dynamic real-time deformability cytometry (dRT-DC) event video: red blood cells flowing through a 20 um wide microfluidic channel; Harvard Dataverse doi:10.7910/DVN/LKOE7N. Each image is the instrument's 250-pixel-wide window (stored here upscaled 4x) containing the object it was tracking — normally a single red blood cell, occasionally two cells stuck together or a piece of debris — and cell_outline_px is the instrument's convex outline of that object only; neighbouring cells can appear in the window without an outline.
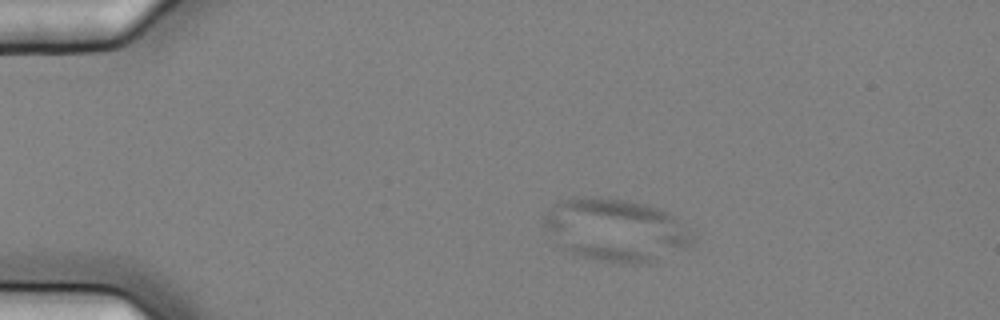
{"species": "common noctule bat (a hibernating species)", "species_latin": "Nyctalus noctula", "temperature_condition": "cold", "stored_images_in_passage": 7, "camera_frame_rate_fps": 3000, "um_per_image_px": 0.085, "animal": {"sex": "female", "body_mass_g": 25.1}, "frame": {"image": 1, "passage_image": 4, "time_ms": 1.0, "image_size_px": [1000, 320], "cell_outline_px": [[696, 240], [692, 244], [684, 248], [648, 264], [620, 264], [584, 256], [572, 252], [564, 248], [540, 224], [540, 220], [552, 204], [560, 200], [580, 196], [588, 196], [628, 200], [648, 204], [668, 212], [696, 232]], "centroid_in_image_um": [52.37, 19.52], "position_along_channel_um": 32.6, "area_um2": 54.85}}